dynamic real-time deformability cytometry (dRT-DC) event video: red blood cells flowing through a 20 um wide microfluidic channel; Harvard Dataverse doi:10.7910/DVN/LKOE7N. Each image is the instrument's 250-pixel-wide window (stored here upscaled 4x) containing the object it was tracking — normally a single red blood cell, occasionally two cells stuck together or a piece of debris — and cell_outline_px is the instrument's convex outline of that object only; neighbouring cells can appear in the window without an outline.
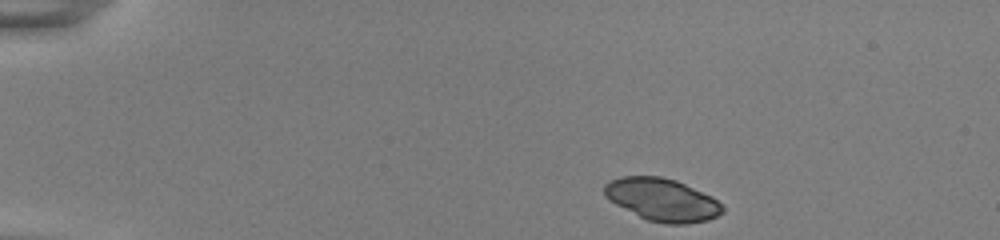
{"species": "common noctule bat (a hibernating species)", "species_latin": "Nyctalus noctula", "temperature_condition": "room temperature", "stored_images_in_passage": 45, "camera_frame_rate_fps": 3000, "um_per_image_px": 0.085, "animal": {"sex": "female", "body_mass_g": 22.0, "forearm_length_mm": 56.7}, "frame": {"image": 1, "passage_image": 1, "time_ms": 0.0, "image_size_px": [1000, 240], "cell_outline_px": [[724, 212], [708, 220], [688, 224], [664, 224], [648, 220], [608, 200], [604, 196], [604, 184], [608, 180], [620, 176], [660, 176], [676, 180], [712, 196], [724, 208]], "centroid_in_image_um": [56.27, 16.97], "position_along_channel_um": 28.7, "area_um2": 29.42}}